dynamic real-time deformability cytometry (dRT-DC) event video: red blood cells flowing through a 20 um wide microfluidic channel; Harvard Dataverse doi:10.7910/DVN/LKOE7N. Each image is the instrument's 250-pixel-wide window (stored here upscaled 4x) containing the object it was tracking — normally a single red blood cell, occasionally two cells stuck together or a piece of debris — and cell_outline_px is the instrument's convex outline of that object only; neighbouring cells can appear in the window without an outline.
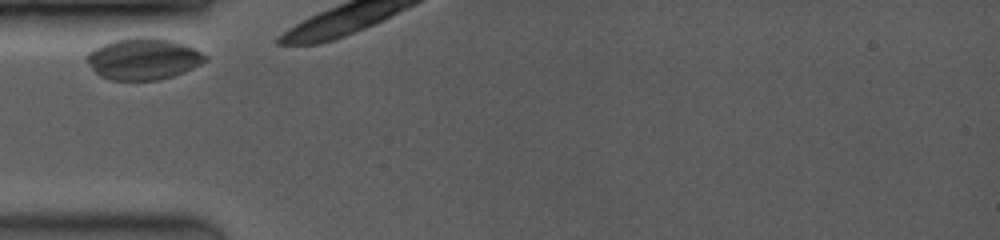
{"species": "common noctule bat (a hibernating species)", "species_latin": "Nyctalus noctula", "temperature_condition": "room temperature", "stored_images_in_passage": 4, "camera_frame_rate_fps": 3500, "um_per_image_px": 0.085, "animal": {"sex": "female", "body_mass_g": 19.0, "forearm_length_mm": 53.3}, "frame": {"image": 1, "passage_image": 1, "time_ms": 0.0, "image_size_px": [1000, 240], "cell_outline_px": [[208, 60], [184, 72], [172, 76], [156, 80], [112, 80], [100, 76], [84, 60], [84, 56], [92, 48], [112, 40], [132, 36], [156, 36], [172, 40], [184, 44], [208, 56]], "centroid_in_image_um": [12.13, 4.97], "position_along_channel_um": 72.9, "area_um2": 29.13}}